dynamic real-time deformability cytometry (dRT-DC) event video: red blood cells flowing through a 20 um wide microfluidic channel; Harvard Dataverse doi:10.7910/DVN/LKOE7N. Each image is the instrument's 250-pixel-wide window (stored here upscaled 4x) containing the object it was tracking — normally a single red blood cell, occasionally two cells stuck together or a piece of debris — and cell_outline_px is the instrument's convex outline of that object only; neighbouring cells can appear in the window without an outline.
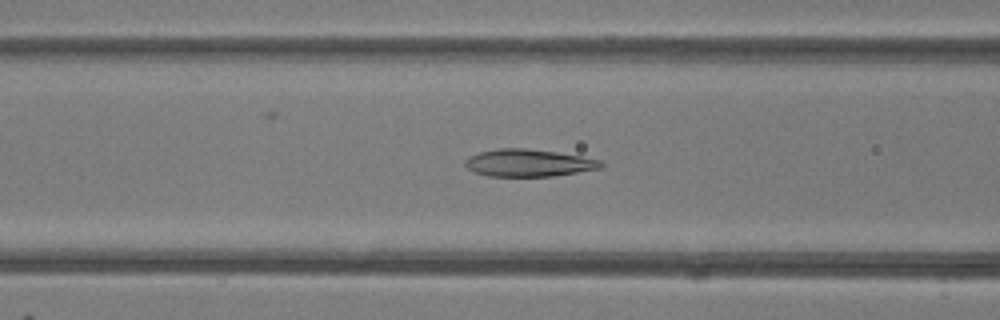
{"species": "common noctule bat (a hibernating species)", "species_latin": "Nyctalus noctula", "temperature_condition": "room temperature", "stored_images_in_passage": 48, "camera_frame_rate_fps": 3000, "um_per_image_px": 0.085, "animal": {"sex": "female"}, "frame": {"image": 1, "passage_image": 18, "time_ms": 5.667, "image_size_px": [1000, 320], "cell_outline_px": [[604, 164], [600, 168], [552, 176], [488, 176], [476, 172], [468, 168], [464, 164], [464, 160], [468, 156], [480, 152], [500, 148], [524, 148], [556, 152], [580, 156], [600, 160]], "centroid_in_image_um": [44.89, 13.84], "position_along_channel_um": 121.7, "area_um2": 21.39}}
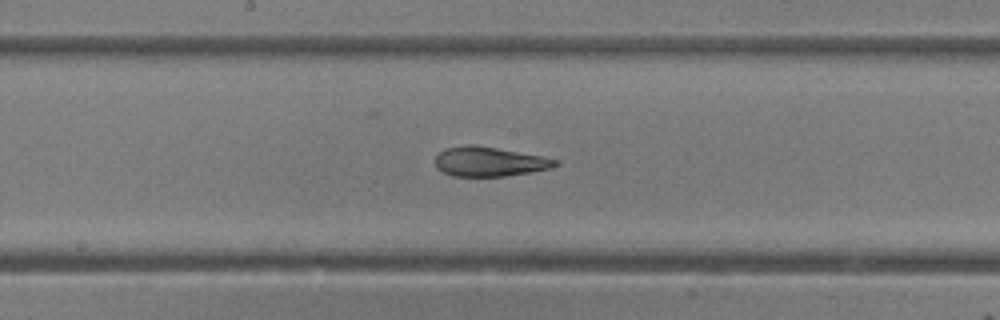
{"frame": {"image": 2, "passage_image": 24, "time_ms": 7.667, "image_size_px": [1000, 320], "cell_outline_px": [[560, 164], [552, 168], [532, 172], [504, 176], [452, 176], [436, 168], [436, 156], [444, 148], [468, 144], [476, 144], [544, 156], [560, 160]], "centroid_in_image_um": [41.64, 13.72], "position_along_channel_um": 206.6, "area_um2": 20.98}}
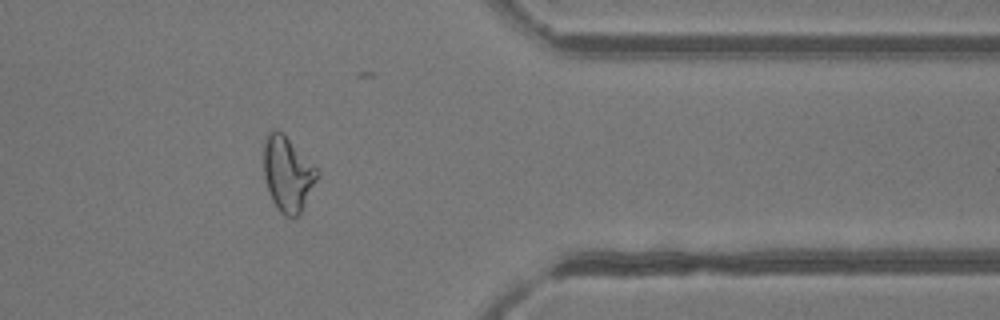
{"frame": {"image": 3, "passage_image": 38, "time_ms": 12.333, "image_size_px": [1000, 320], "cell_outline_px": [[320, 176], [300, 216], [284, 216], [280, 212], [272, 200], [264, 176], [264, 140], [268, 132], [280, 132], [320, 172]], "centroid_in_image_um": [24.47, 14.86], "position_along_channel_um": 386.9, "area_um2": 22.95}, "authors_computed_cell_mechanics": {"area_um2": 23.7847, "velocity_mm_per_s": 4.2309, "shape_relaxation_time_tau1_ms": 8.1484, "shape_relaxation_time_tau2_ms": 1.6142, "deformation_change_tau1": 0.2514, "deformation_change_tau2": 0.0997}}